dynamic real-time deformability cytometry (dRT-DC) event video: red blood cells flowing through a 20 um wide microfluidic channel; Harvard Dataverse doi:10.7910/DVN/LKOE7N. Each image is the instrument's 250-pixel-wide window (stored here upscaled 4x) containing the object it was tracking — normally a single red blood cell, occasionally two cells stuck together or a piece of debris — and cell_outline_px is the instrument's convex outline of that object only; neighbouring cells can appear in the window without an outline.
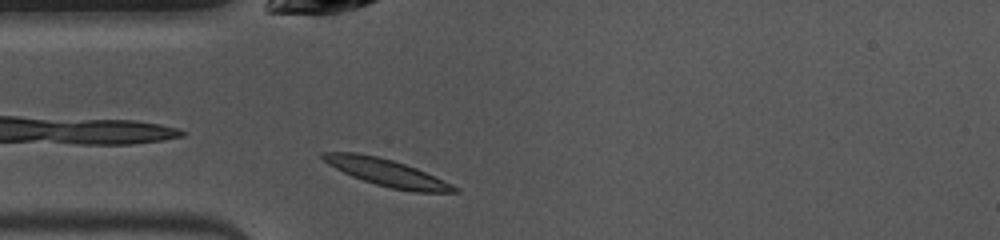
{"species": "common noctule bat (a hibernating species)", "species_latin": "Nyctalus noctula", "temperature_condition": "warm", "stored_images_in_passage": 38, "camera_frame_rate_fps": 3000, "um_per_image_px": 0.085, "animal": {"sex": "female", "body_mass_g": 10.0, "forearm_length_mm": 53.1}, "frame": {"image": 1, "passage_image": 1, "time_ms": 0.0, "image_size_px": [1000, 240], "cell_outline_px": [[460, 192], [412, 192], [392, 188], [376, 184], [352, 176], [328, 164], [320, 156], [320, 152], [356, 152], [376, 156], [392, 160], [416, 168], [452, 184], [460, 188]], "centroid_in_image_um": [32.89, 14.67], "position_along_channel_um": 52.1, "area_um2": 20.46}}
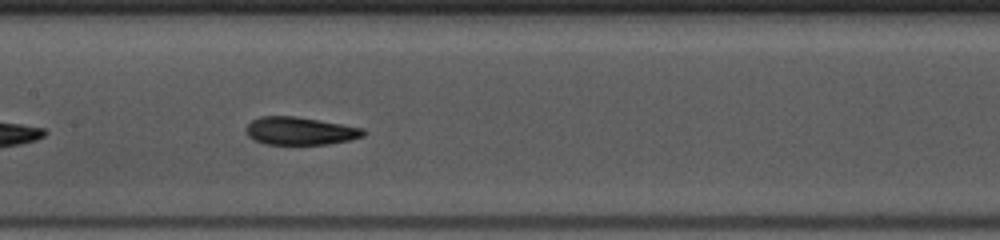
{"frame": {"image": 2, "passage_image": 11, "time_ms": 3.333, "image_size_px": [1000, 240], "cell_outline_px": [[368, 132], [364, 136], [352, 140], [328, 144], [264, 144], [248, 136], [244, 128], [252, 120], [260, 116], [296, 116], [364, 128]], "centroid_in_image_um": [25.53, 11.13], "position_along_channel_um": 181.9, "area_um2": 19.19}}
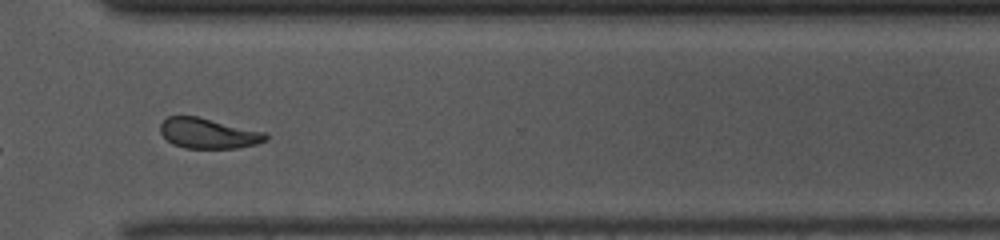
{"frame": {"image": 3, "passage_image": 24, "time_ms": 7.667, "image_size_px": [1000, 240], "cell_outline_px": [[268, 140], [256, 144], [236, 148], [184, 148], [172, 144], [160, 132], [160, 124], [168, 116], [196, 116], [264, 132], [268, 136]], "centroid_in_image_um": [17.69, 11.34], "position_along_channel_um": 352.9, "area_um2": 18.44}, "authors_computed_cell_mechanics": {"area_um2": 19.6809, "velocity_mm_per_s": 3.95, "shape_relaxation_time_tau1_ms": 2.8799, "shape_relaxation_time_tau2_ms": 1.443, "deformation_change_tau1": 0.1368, "deformation_change_tau2": 0.081}}